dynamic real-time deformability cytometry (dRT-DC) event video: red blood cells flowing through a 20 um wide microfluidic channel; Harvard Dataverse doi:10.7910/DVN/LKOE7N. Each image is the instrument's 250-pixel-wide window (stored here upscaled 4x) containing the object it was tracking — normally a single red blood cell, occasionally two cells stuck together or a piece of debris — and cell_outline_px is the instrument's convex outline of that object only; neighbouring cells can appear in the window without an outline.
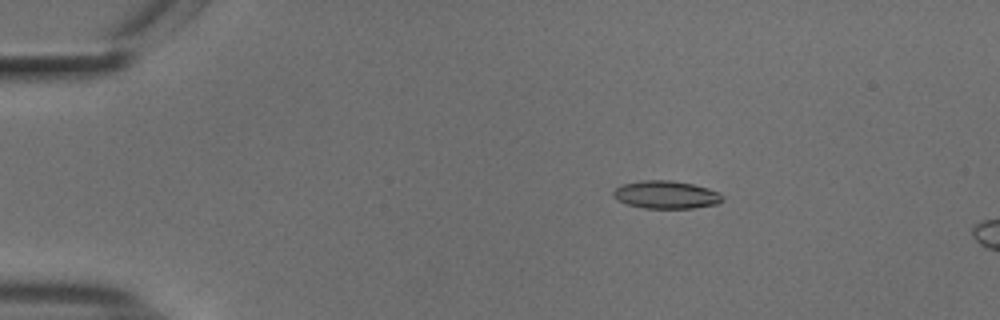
{"species": "common noctule bat (a hibernating species)", "species_latin": "Nyctalus noctula", "temperature_condition": "cold", "stored_images_in_passage": 55, "camera_frame_rate_fps": 3000, "um_per_image_px": 0.085, "animal": {"sex": "male", "body_mass_g": 18.8}, "frame": {"image": 1, "passage_image": 10, "time_ms": 3.0, "image_size_px": [1000, 320], "cell_outline_px": [[724, 200], [720, 204], [696, 208], [644, 208], [628, 204], [612, 196], [612, 192], [616, 188], [624, 184], [644, 180], [672, 180], [692, 184], [708, 188], [720, 192], [724, 196]], "centroid_in_image_um": [56.7, 16.56], "position_along_channel_um": 28.3, "area_um2": 17.8}}
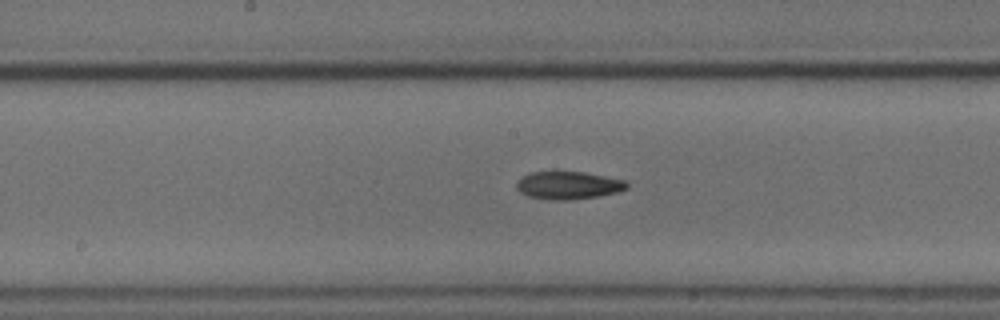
{"frame": {"image": 2, "passage_image": 29, "time_ms": 9.333, "image_size_px": [1000, 320], "cell_outline_px": [[628, 188], [616, 192], [600, 196], [568, 200], [552, 200], [528, 196], [520, 192], [516, 188], [516, 180], [520, 176], [532, 172], [556, 168], [584, 172], [624, 180], [628, 184]], "centroid_in_image_um": [48.23, 15.7], "position_along_channel_um": 200.0, "area_um2": 18.61}}
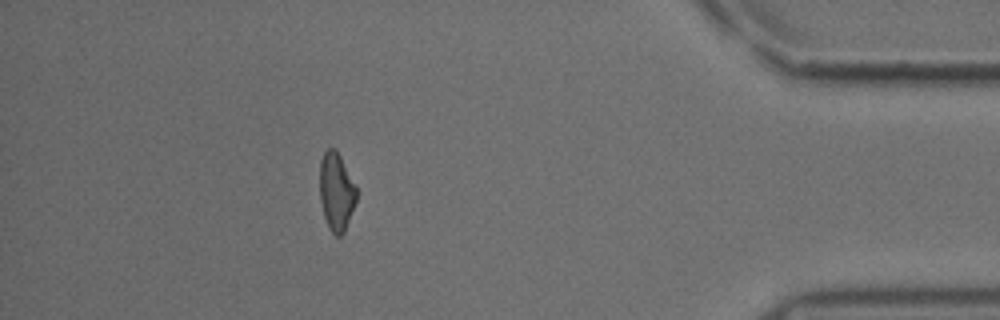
{"frame": {"image": 3, "passage_image": 49, "time_ms": 16.0, "image_size_px": [1000, 320], "cell_outline_px": [[356, 200], [344, 232], [340, 236], [336, 236], [328, 228], [324, 216], [320, 200], [320, 160], [324, 152], [328, 148], [336, 148], [356, 184]], "centroid_in_image_um": [28.58, 16.26], "position_along_channel_um": 406.6, "area_um2": 16.76}, "authors_computed_cell_mechanics": {"area_um2": 17.34, "velocity_mm_per_s": 3.7429, "shape_relaxation_time_tau1_ms": 7.9658, "shape_relaxation_time_tau2_ms": 4.848, "deformation_change_tau1": 0.1932, "deformation_change_tau2": 0.1251}}